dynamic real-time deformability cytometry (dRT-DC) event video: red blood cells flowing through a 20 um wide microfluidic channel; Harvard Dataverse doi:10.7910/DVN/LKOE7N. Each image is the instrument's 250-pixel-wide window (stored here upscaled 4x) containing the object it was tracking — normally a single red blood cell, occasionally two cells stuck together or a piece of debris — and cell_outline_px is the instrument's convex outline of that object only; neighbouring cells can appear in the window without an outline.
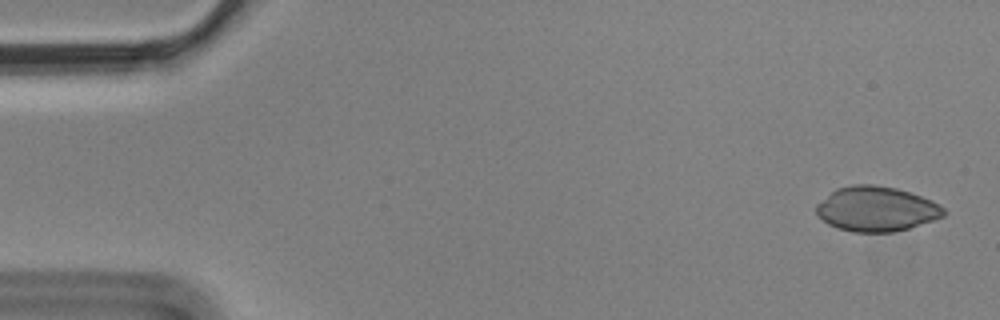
{"species": "Egyptian fruit bat (a non-hibernating species)", "species_latin": "Rousettus aegyptiacus", "temperature_condition": "cold", "stored_images_in_passage": 4, "camera_frame_rate_fps": 3000, "um_per_image_px": 0.085, "animal": {"sex": "male"}, "frame": {"image": 1, "passage_image": 1, "time_ms": 0.0, "image_size_px": [1000, 320], "cell_outline_px": [[948, 212], [944, 216], [908, 228], [892, 232], [852, 232], [836, 228], [828, 224], [816, 216], [816, 204], [836, 188], [852, 184], [872, 184], [896, 188], [932, 200], [940, 204]], "centroid_in_image_um": [74.46, 17.76], "position_along_channel_um": 10.5, "area_um2": 33.47}}
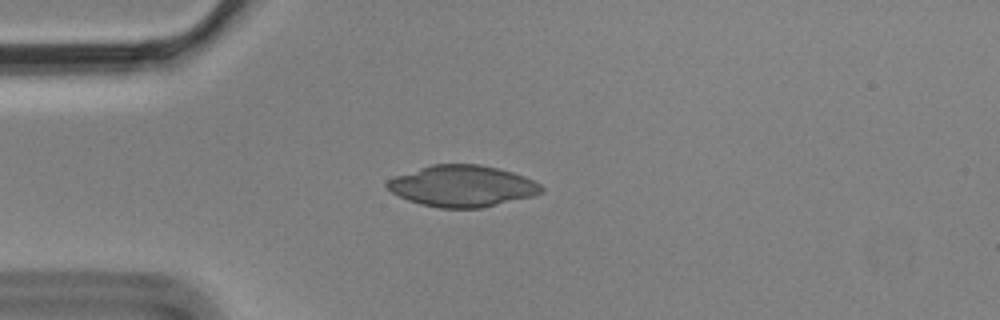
{"frame": {"image": 2, "passage_image": 4, "time_ms": 1.0, "image_size_px": [1000, 320], "cell_outline_px": [[544, 192], [532, 196], [480, 208], [440, 208], [420, 204], [408, 200], [392, 192], [384, 184], [388, 180], [396, 176], [432, 164], [480, 164], [512, 172], [524, 176], [540, 184], [544, 188]], "centroid_in_image_um": [39.3, 15.81], "position_along_channel_um": 45.7, "area_um2": 36.88}}